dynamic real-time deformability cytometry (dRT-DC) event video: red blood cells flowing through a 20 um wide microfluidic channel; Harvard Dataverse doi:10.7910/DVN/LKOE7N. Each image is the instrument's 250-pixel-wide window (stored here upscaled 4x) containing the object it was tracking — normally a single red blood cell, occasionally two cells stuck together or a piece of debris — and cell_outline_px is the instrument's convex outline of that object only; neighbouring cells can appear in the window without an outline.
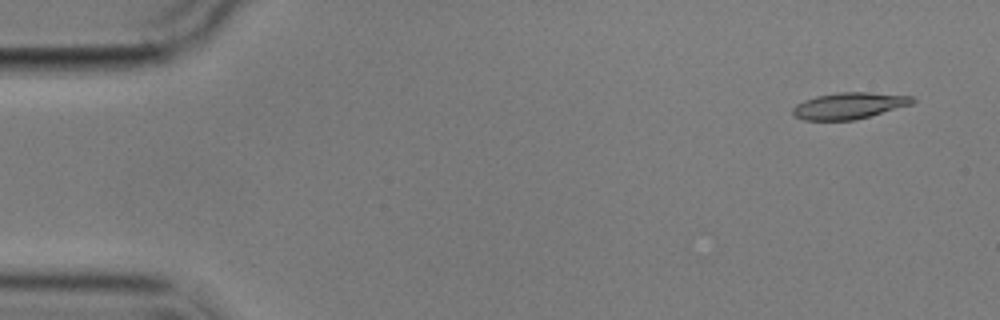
{"species": "common noctule bat (a hibernating species)", "species_latin": "Nyctalus noctula", "temperature_condition": "cold", "stored_images_in_passage": 4, "camera_frame_rate_fps": 3000, "um_per_image_px": 0.085, "animal": {"sex": "male", "body_mass_g": 17.9}, "frame": {"image": 1, "passage_image": 1, "time_ms": 0.0, "image_size_px": [1000, 320], "cell_outline_px": [[916, 100], [912, 104], [868, 116], [852, 120], [804, 120], [796, 116], [792, 112], [792, 108], [796, 104], [804, 100], [816, 96], [840, 92], [872, 92], [912, 96]], "centroid_in_image_um": [72.16, 8.97], "position_along_channel_um": 12.8, "area_um2": 18.26}}
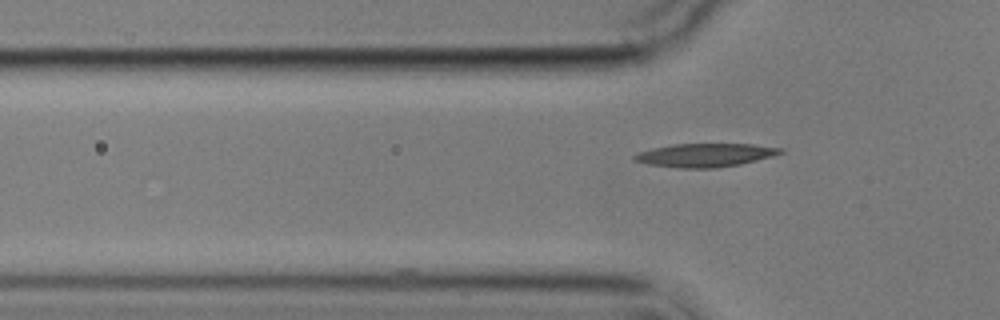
{"frame": {"image": 2, "passage_image": 4, "time_ms": 4.667, "image_size_px": [1000, 320], "cell_outline_px": [[784, 152], [772, 156], [740, 164], [716, 168], [684, 168], [648, 164], [632, 160], [632, 156], [640, 152], [652, 148], [672, 144], [752, 144], [784, 148]], "centroid_in_image_um": [59.94, 13.18], "position_along_channel_um": 65.9, "area_um2": 19.88}}